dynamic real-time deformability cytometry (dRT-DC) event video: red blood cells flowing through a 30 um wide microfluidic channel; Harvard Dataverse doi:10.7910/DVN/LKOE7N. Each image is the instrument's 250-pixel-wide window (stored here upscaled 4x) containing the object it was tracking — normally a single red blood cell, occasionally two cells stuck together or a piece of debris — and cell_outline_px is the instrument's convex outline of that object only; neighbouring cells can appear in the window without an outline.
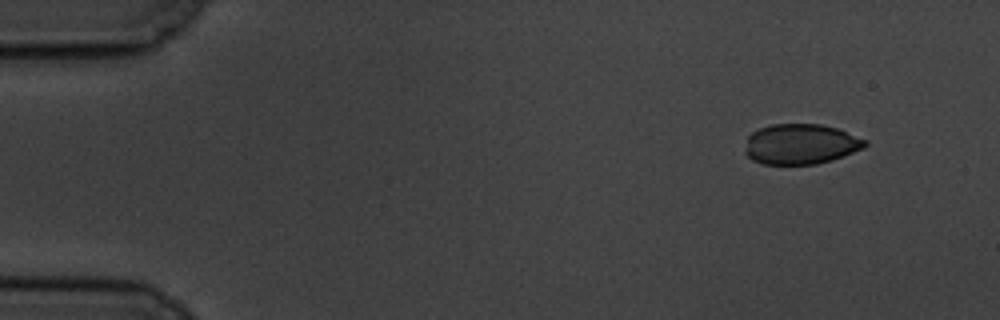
{"species": "common noctule bat (a hibernating species)", "species_latin": "Nyctalus noctula", "temperature_condition": "cold", "stored_images_in_passage": 53, "camera_frame_rate_fps": 3000, "um_per_image_px": 0.085, "animal": {"sex": "male", "body_mass_g": 19.5, "forearm_length_mm": 54.6}, "frame": {"image": 1, "passage_image": 1, "time_ms": 0.0, "image_size_px": [1000, 320], "cell_outline_px": [[868, 144], [864, 148], [832, 160], [816, 164], [764, 164], [752, 160], [744, 152], [748, 136], [756, 128], [772, 124], [820, 124], [836, 128], [868, 140]], "centroid_in_image_um": [68.05, 12.24], "position_along_channel_um": 17.0, "area_um2": 28.32}}
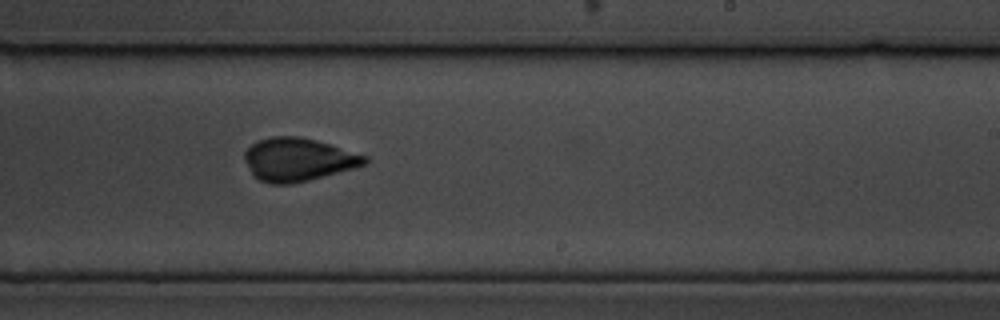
{"frame": {"image": 2, "passage_image": 31, "time_ms": 10.0, "image_size_px": [1000, 320], "cell_outline_px": [[368, 164], [308, 180], [292, 184], [268, 184], [260, 180], [252, 172], [244, 160], [244, 152], [256, 140], [272, 136], [300, 136], [316, 140], [368, 156]], "centroid_in_image_um": [25.33, 13.55], "position_along_channel_um": 263.7, "area_um2": 30.11}}
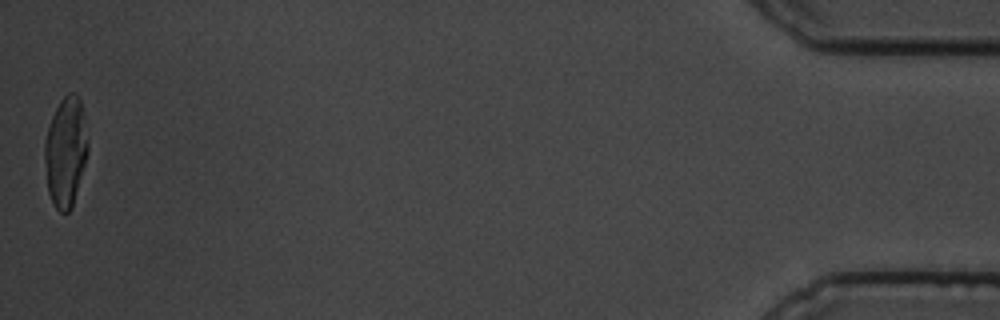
{"frame": {"image": 3, "passage_image": 53, "time_ms": 17.333, "image_size_px": [1000, 320], "cell_outline_px": [[88, 152], [72, 208], [68, 212], [60, 212], [56, 208], [48, 192], [44, 160], [44, 144], [48, 128], [52, 116], [60, 100], [68, 92], [76, 92], [80, 96], [84, 112], [88, 140]], "centroid_in_image_um": [5.6, 12.85], "position_along_channel_um": 429.6, "area_um2": 27.92}}